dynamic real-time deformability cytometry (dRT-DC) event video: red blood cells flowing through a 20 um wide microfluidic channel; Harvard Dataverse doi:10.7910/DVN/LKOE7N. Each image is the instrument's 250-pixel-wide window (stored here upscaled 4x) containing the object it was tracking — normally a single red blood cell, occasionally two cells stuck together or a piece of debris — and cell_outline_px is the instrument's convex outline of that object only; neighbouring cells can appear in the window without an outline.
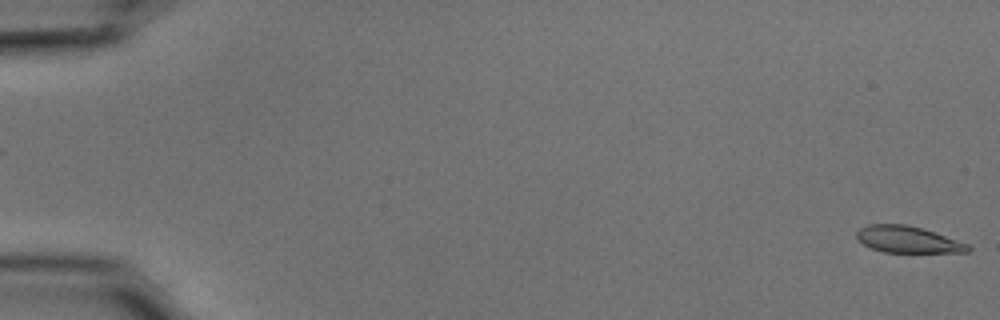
{"species": "common noctule bat (a hibernating species)", "species_latin": "Nyctalus noctula", "temperature_condition": "cold", "stored_images_in_passage": 54, "camera_frame_rate_fps": 3000, "um_per_image_px": 0.085, "animal": {"sex": "male", "body_mass_g": 15.6}, "frame": {"image": 1, "passage_image": 1, "time_ms": 0.0, "image_size_px": [1000, 320], "cell_outline_px": [[972, 248], [968, 252], [884, 252], [872, 248], [864, 244], [856, 236], [856, 232], [860, 228], [868, 224], [904, 224], [924, 228], [968, 244]], "centroid_in_image_um": [77.17, 20.35], "position_along_channel_um": 7.8, "area_um2": 17.17}}
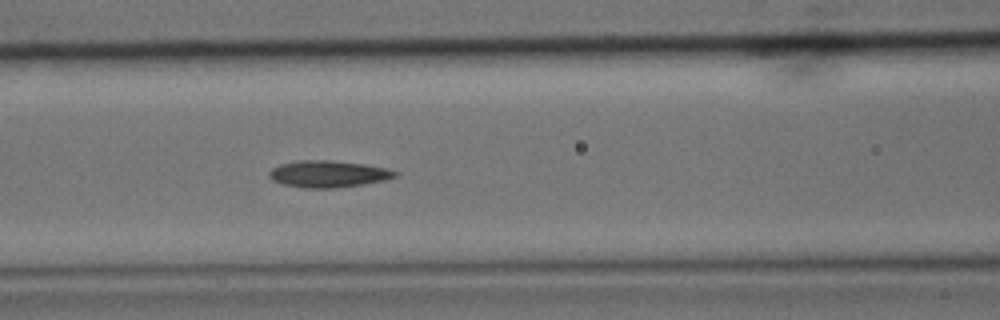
{"frame": {"image": 2, "passage_image": 24, "time_ms": 7.667, "image_size_px": [1000, 320], "cell_outline_px": [[400, 172], [396, 176], [384, 180], [364, 184], [332, 188], [304, 188], [284, 184], [272, 180], [268, 176], [268, 172], [272, 168], [280, 164], [300, 160], [328, 160], [364, 164], [384, 168]], "centroid_in_image_um": [27.87, 14.78], "position_along_channel_um": 138.7, "area_um2": 19.54}}
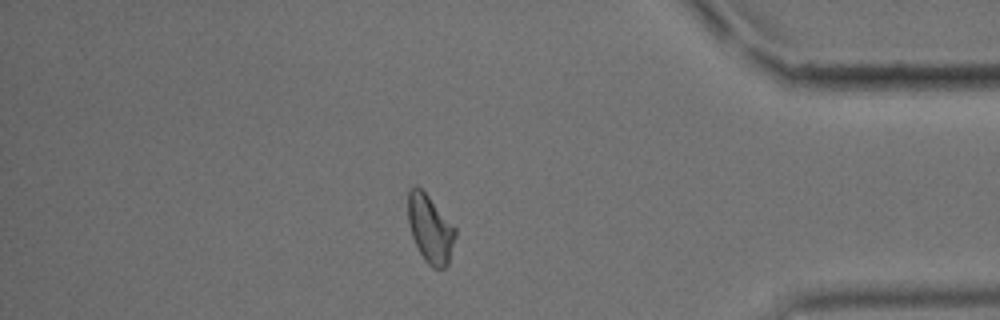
{"frame": {"image": 3, "passage_image": 47, "time_ms": 15.333, "image_size_px": [1000, 320], "cell_outline_px": [[456, 236], [448, 264], [444, 268], [432, 268], [424, 260], [412, 236], [408, 224], [408, 188], [416, 184], [428, 196], [456, 228]], "centroid_in_image_um": [36.56, 19.45], "position_along_channel_um": 398.6, "area_um2": 18.67}, "authors_computed_cell_mechanics": {"area_um2": 18.6983, "velocity_mm_per_s": 3.759, "shape_relaxation_time_tau1_ms": 6.2759, "shape_relaxation_time_tau2_ms": 3.7313, "deformation_change_tau1": 0.1576, "deformation_change_tau2": 0.1015}}